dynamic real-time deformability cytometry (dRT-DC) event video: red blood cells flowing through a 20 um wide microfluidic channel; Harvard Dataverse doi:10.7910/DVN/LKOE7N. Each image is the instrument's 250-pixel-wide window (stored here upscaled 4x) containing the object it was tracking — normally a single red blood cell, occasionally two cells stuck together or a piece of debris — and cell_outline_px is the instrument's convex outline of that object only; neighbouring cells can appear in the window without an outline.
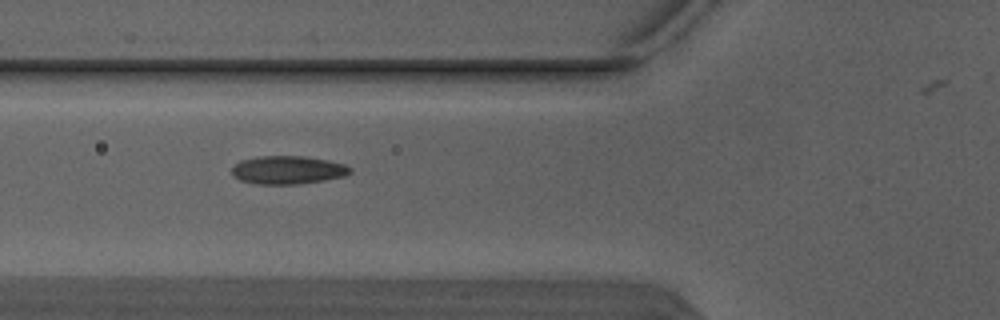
{"species": "Egyptian fruit bat (a non-hibernating species)", "species_latin": "Rousettus aegyptiacus", "temperature_condition": "warm", "stored_images_in_passage": 6, "camera_frame_rate_fps": 3000, "um_per_image_px": 0.085, "animal": {"sex": "male"}, "frame": {"image": 1, "passage_image": 4, "time_ms": 1.0, "image_size_px": [1000, 320], "cell_outline_px": [[352, 172], [344, 176], [324, 180], [300, 184], [256, 184], [240, 180], [232, 172], [232, 168], [240, 160], [256, 156], [304, 156], [328, 160], [344, 164], [352, 168]], "centroid_in_image_um": [24.48, 14.44], "position_along_channel_um": 101.3, "area_um2": 19.48}}